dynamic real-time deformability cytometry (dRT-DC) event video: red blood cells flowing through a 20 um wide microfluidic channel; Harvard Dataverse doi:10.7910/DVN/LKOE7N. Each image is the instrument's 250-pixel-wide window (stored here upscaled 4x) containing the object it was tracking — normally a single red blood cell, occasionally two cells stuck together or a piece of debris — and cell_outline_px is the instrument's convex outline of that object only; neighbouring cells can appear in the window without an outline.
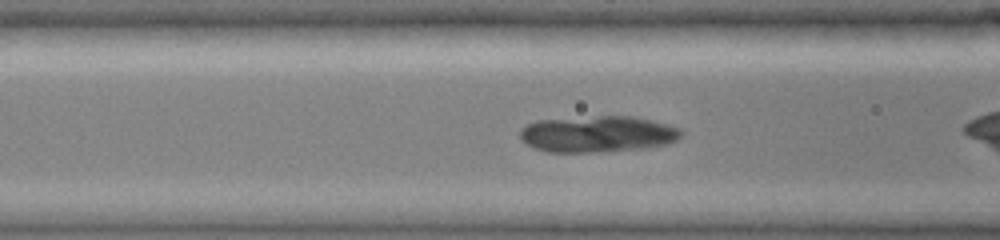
{"species": "common noctule bat (a hibernating species)", "species_latin": "Nyctalus noctula", "temperature_condition": "cold", "stored_images_in_passage": 39, "camera_frame_rate_fps": 3000, "um_per_image_px": 0.085, "animal": {"sex": "female", "body_mass_g": 19.0, "forearm_length_mm": 51.5}, "frame": {"image": 1, "passage_image": 11, "time_ms": 3.333, "image_size_px": [1000, 240], "cell_outline_px": [[684, 132], [676, 140], [668, 144], [644, 148], [588, 152], [548, 152], [532, 148], [520, 140], [520, 128], [536, 120], [600, 116], [636, 116], [668, 124], [680, 128]], "centroid_in_image_um": [50.78, 11.39], "position_along_channel_um": 115.8, "area_um2": 34.33}}
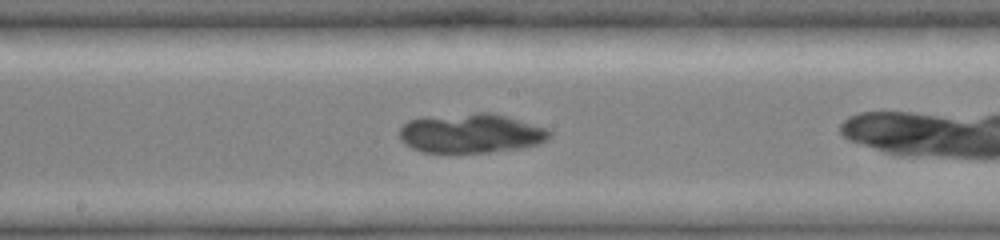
{"frame": {"image": 2, "passage_image": 18, "time_ms": 5.667, "image_size_px": [1000, 240], "cell_outline_px": [[552, 136], [548, 140], [540, 144], [524, 148], [488, 152], [424, 152], [412, 148], [400, 140], [400, 128], [408, 120], [424, 116], [476, 112], [492, 112], [548, 128], [552, 132]], "centroid_in_image_um": [40.07, 11.31], "position_along_channel_um": 208.1, "area_um2": 34.97}}
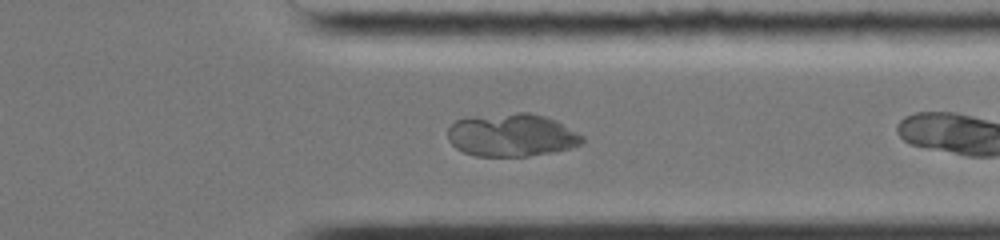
{"frame": {"image": 3, "passage_image": 30, "time_ms": 9.667, "image_size_px": [1000, 240], "cell_outline_px": [[584, 140], [580, 144], [572, 148], [552, 152], [528, 156], [476, 156], [464, 152], [456, 148], [448, 140], [448, 128], [456, 120], [468, 116], [516, 112], [528, 112], [544, 116], [556, 120], [584, 136]], "centroid_in_image_um": [43.48, 11.47], "position_along_channel_um": 367.9, "area_um2": 33.93}}